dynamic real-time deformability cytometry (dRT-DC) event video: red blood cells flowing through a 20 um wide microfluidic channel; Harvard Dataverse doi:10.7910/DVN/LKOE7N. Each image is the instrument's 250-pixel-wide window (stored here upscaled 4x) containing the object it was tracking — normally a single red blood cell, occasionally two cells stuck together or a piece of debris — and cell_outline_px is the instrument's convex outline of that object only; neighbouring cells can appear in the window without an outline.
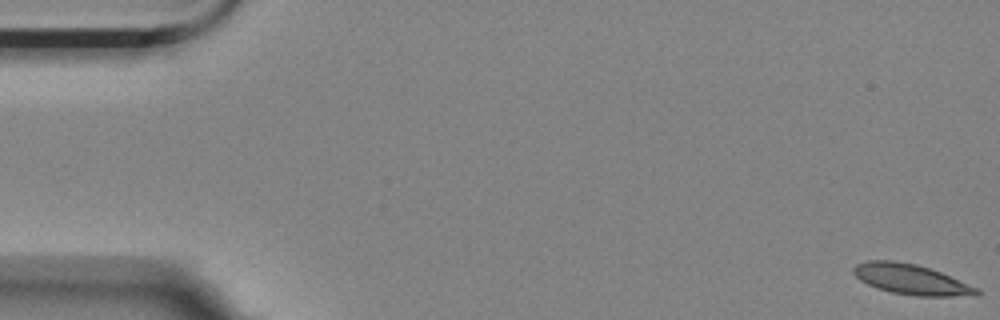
{"species": "Egyptian fruit bat (a non-hibernating species)", "species_latin": "Rousettus aegyptiacus", "temperature_condition": "room temperature", "stored_images_in_passage": 5, "camera_frame_rate_fps": 3000, "um_per_image_px": 0.085, "animal": {"sex": "female"}, "frame": {"image": 1, "passage_image": 1, "time_ms": 0.0, "image_size_px": [1000, 320], "cell_outline_px": [[980, 296], [916, 296], [892, 292], [876, 288], [860, 280], [852, 272], [852, 268], [856, 264], [868, 260], [892, 260], [916, 264], [940, 272], [976, 288], [980, 292]], "centroid_in_image_um": [77.41, 23.75], "position_along_channel_um": 7.6, "area_um2": 21.56}}
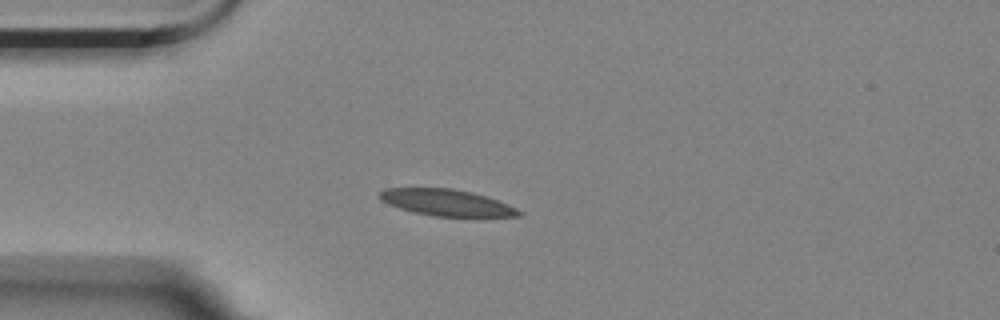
{"frame": {"image": 2, "passage_image": 5, "time_ms": 1.333, "image_size_px": [1000, 320], "cell_outline_px": [[524, 216], [432, 216], [412, 212], [388, 204], [380, 200], [376, 196], [376, 192], [384, 188], [452, 188], [472, 192], [508, 204], [524, 212]], "centroid_in_image_um": [37.89, 17.21], "position_along_channel_um": 47.1, "area_um2": 21.62}}